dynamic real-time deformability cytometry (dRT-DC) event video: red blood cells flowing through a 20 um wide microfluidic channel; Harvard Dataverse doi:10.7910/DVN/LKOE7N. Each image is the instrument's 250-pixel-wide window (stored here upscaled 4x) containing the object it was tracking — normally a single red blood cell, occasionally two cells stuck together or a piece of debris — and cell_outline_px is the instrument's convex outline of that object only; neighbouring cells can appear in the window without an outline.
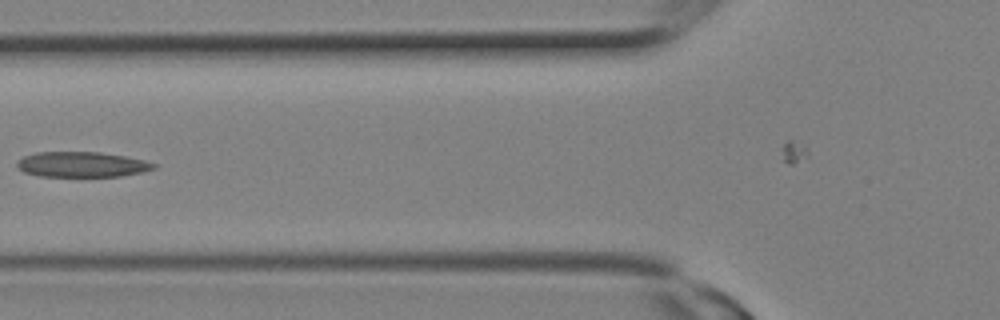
{"species": "Egyptian fruit bat (a non-hibernating species)", "species_latin": "Rousettus aegyptiacus", "temperature_condition": "room temperature", "stored_images_in_passage": 21, "camera_frame_rate_fps": 3000, "um_per_image_px": 0.085, "animal": {"sex": "female"}, "frame": {"image": 1, "passage_image": 10, "time_ms": 3.0, "image_size_px": [1000, 320], "cell_outline_px": [[156, 168], [140, 172], [120, 176], [40, 176], [24, 172], [16, 168], [16, 160], [24, 156], [36, 152], [100, 152], [124, 156], [144, 160], [156, 164]], "centroid_in_image_um": [6.9, 13.97], "position_along_channel_um": 118.9, "area_um2": 20.11}}
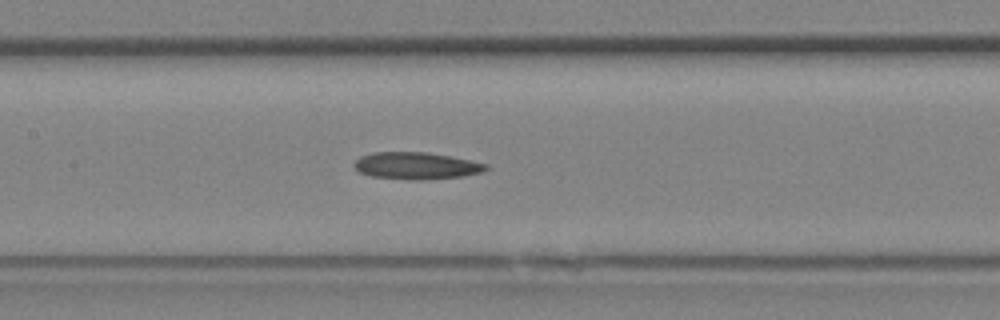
{"frame": {"image": 2, "passage_image": 12, "time_ms": 3.667, "image_size_px": [1000, 320], "cell_outline_px": [[488, 168], [480, 172], [464, 176], [420, 180], [412, 180], [372, 176], [360, 172], [352, 164], [360, 156], [372, 152], [428, 152], [452, 156], [488, 164]], "centroid_in_image_um": [35.38, 14.08], "position_along_channel_um": 172.0, "area_um2": 20.75}}